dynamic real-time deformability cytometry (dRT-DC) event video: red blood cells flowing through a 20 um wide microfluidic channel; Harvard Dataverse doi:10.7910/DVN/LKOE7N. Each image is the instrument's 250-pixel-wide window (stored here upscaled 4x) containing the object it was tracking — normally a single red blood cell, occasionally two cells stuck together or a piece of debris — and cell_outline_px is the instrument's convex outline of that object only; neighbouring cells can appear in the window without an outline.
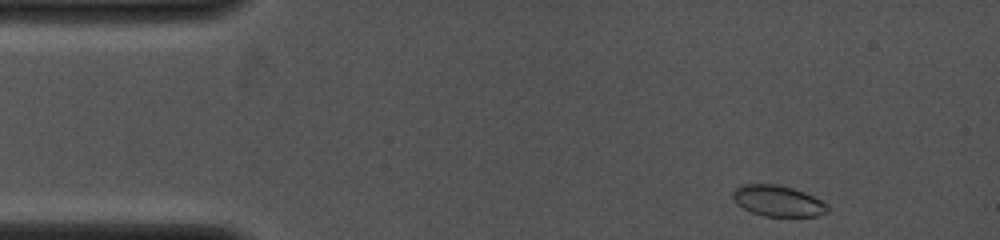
{"species": "common noctule bat (a hibernating species)", "species_latin": "Nyctalus noctula", "temperature_condition": "cold", "stored_images_in_passage": 35, "camera_frame_rate_fps": 4000, "um_per_image_px": 0.085, "animal": {"sex": "female", "body_mass_g": 19.0, "forearm_length_mm": 53.3}, "frame": {"image": 1, "passage_image": 1, "time_ms": 0.0, "image_size_px": [1000, 240], "cell_outline_px": [[828, 212], [820, 216], [764, 216], [752, 212], [744, 208], [732, 196], [732, 192], [736, 188], [744, 184], [776, 184], [792, 188], [804, 192], [828, 204]], "centroid_in_image_um": [66.16, 17.08], "position_along_channel_um": 18.8, "area_um2": 16.88}}
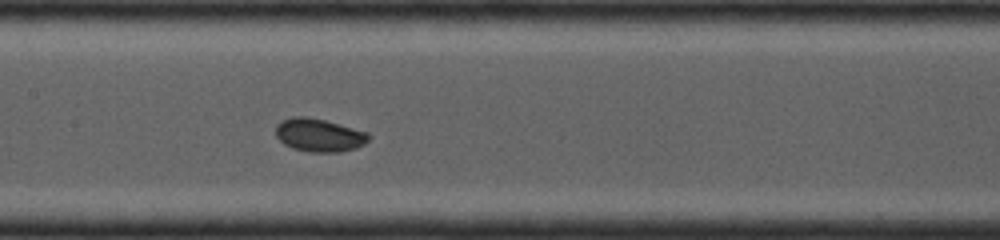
{"frame": {"image": 2, "passage_image": 17, "time_ms": 5.25, "image_size_px": [1000, 240], "cell_outline_px": [[368, 140], [364, 144], [356, 148], [340, 152], [308, 152], [292, 148], [284, 144], [276, 136], [276, 124], [280, 120], [292, 116], [304, 116], [324, 120], [368, 132]], "centroid_in_image_um": [27.08, 11.48], "position_along_channel_um": 180.3, "area_um2": 17.98}}
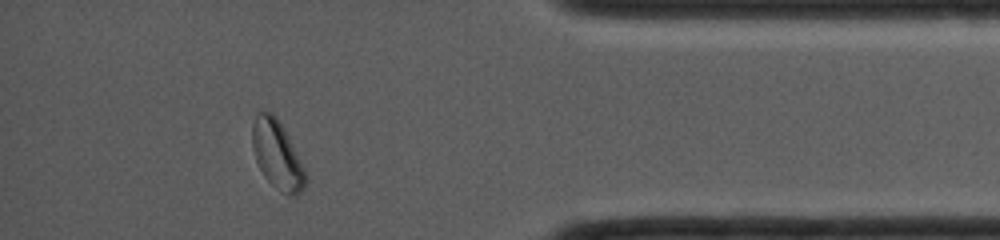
{"frame": {"image": 3, "passage_image": 31, "time_ms": 10.75, "image_size_px": [1000, 240], "cell_outline_px": [[308, 176], [304, 188], [300, 192], [292, 196], [288, 196], [272, 184], [264, 176], [256, 160], [252, 148], [252, 124], [256, 112], [272, 112], [276, 116], [288, 136]], "centroid_in_image_um": [23.55, 13.15], "position_along_channel_um": 411.7, "area_um2": 21.04}}